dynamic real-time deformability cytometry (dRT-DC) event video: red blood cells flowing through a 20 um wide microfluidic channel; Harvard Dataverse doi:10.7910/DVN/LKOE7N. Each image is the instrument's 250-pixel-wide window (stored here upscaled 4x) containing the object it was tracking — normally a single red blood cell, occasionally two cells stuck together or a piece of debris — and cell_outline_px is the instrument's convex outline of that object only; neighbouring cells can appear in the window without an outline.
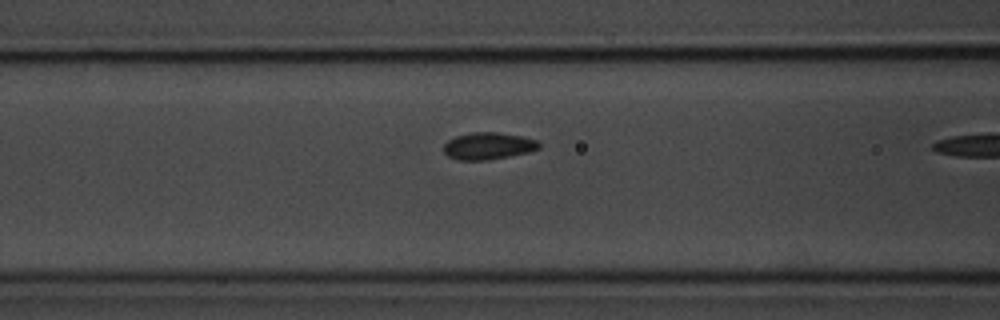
{"species": "common noctule bat (a hibernating species)", "species_latin": "Nyctalus noctula", "temperature_condition": "room temperature", "stored_images_in_passage": 11, "camera_frame_rate_fps": 3000, "um_per_image_px": 0.085, "animal": {"sex": "male", "body_mass_g": 20.1, "forearm_length_mm": 53.5}, "frame": {"image": 1, "passage_image": 10, "time_ms": 3.0, "image_size_px": [1000, 320], "cell_outline_px": [[540, 148], [528, 152], [488, 160], [460, 160], [448, 156], [444, 152], [444, 144], [448, 140], [456, 136], [472, 132], [496, 132], [520, 136], [536, 140], [540, 144]], "centroid_in_image_um": [41.48, 12.4], "position_along_channel_um": 125.1, "area_um2": 14.85}}